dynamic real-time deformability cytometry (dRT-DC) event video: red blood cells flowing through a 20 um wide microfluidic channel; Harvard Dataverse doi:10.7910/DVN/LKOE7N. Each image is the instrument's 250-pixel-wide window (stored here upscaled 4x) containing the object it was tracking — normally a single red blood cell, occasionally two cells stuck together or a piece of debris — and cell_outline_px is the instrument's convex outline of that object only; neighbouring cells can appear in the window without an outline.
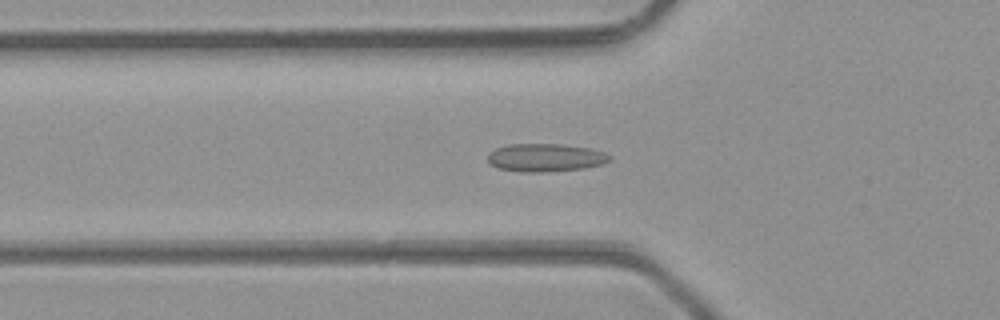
{"species": "common noctule bat (a hibernating species)", "species_latin": "Nyctalus noctula", "temperature_condition": "room temperature", "stored_images_in_passage": 45, "camera_frame_rate_fps": 3000, "um_per_image_px": 0.085, "animal": {"sex": "male", "body_mass_g": 23.1, "forearm_length_mm": 52.7}, "frame": {"image": 1, "passage_image": 14, "time_ms": 4.333, "image_size_px": [1000, 320], "cell_outline_px": [[612, 160], [604, 164], [584, 168], [548, 172], [520, 172], [500, 168], [488, 164], [488, 152], [496, 148], [508, 144], [564, 144], [588, 148], [604, 152], [612, 156]], "centroid_in_image_um": [46.37, 13.4], "position_along_channel_um": 79.4, "area_um2": 20.17}}
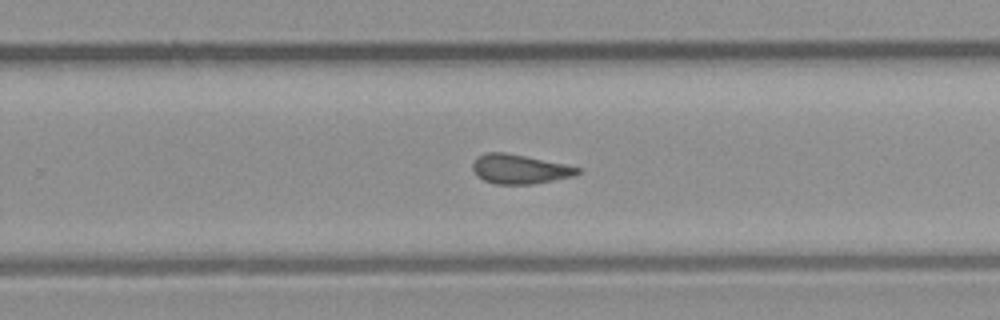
{"frame": {"image": 2, "passage_image": 28, "time_ms": 9.0, "image_size_px": [1000, 320], "cell_outline_px": [[580, 172], [572, 176], [532, 184], [496, 184], [484, 180], [476, 176], [472, 168], [472, 164], [476, 156], [488, 152], [504, 152], [564, 164], [580, 168]], "centroid_in_image_um": [44.1, 14.37], "position_along_channel_um": 285.7, "area_um2": 17.74}}
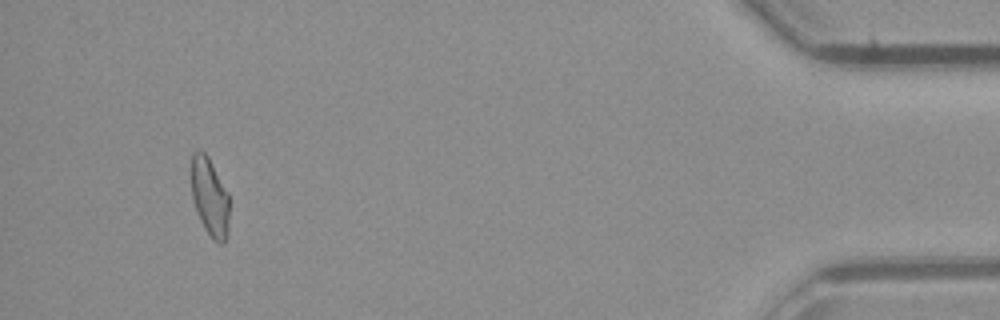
{"frame": {"image": 3, "passage_image": 42, "time_ms": 13.667, "image_size_px": [1000, 320], "cell_outline_px": [[228, 236], [220, 244], [212, 240], [204, 228], [200, 220], [192, 200], [192, 152], [200, 148], [208, 156], [228, 192]], "centroid_in_image_um": [17.82, 16.74], "position_along_channel_um": 417.4, "area_um2": 17.4}, "authors_computed_cell_mechanics": {"area_um2": 18.2648, "velocity_mm_per_s": 4.4045, "shape_relaxation_time_tau1_ms": null, "shape_relaxation_time_tau2_ms": 3.3571, "deformation_change_tau1": null, "deformation_change_tau2": 0.0936}}